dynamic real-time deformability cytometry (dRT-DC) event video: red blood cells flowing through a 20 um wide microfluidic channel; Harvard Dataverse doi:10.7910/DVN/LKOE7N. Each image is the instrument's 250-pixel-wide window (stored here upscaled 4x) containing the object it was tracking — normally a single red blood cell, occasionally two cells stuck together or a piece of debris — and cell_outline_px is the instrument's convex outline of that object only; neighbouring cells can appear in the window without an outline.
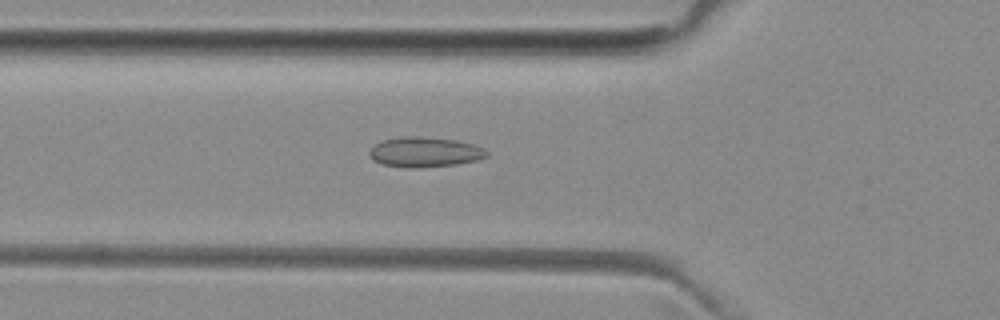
{"species": "common noctule bat (a hibernating species)", "species_latin": "Nyctalus noctula", "temperature_condition": "room temperature", "stored_images_in_passage": 52, "camera_frame_rate_fps": 3000, "um_per_image_px": 0.085, "animal": {"sex": "female", "body_mass_g": 29.2, "forearm_length_mm": 56.3}, "frame": {"image": 1, "passage_image": 18, "time_ms": 5.667, "image_size_px": [1000, 320], "cell_outline_px": [[488, 156], [480, 160], [456, 164], [420, 168], [408, 168], [380, 164], [372, 160], [368, 156], [368, 152], [380, 140], [400, 136], [420, 136], [456, 140], [472, 144], [484, 148], [488, 152]], "centroid_in_image_um": [36.08, 12.93], "position_along_channel_um": 89.7, "area_um2": 20.92}}
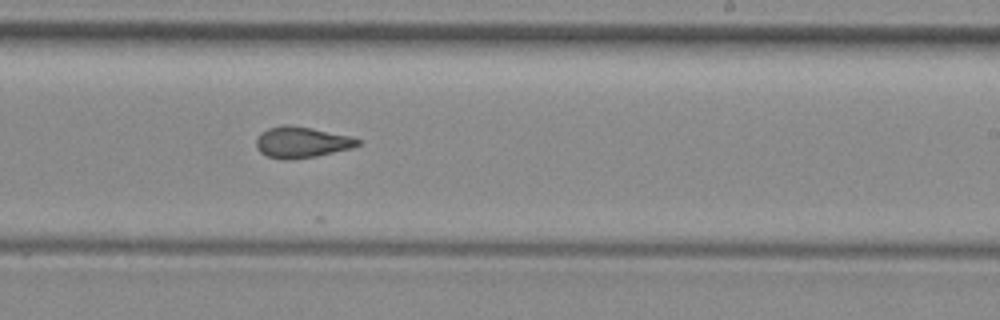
{"frame": {"image": 2, "passage_image": 31, "time_ms": 10.0, "image_size_px": [1000, 320], "cell_outline_px": [[364, 140], [360, 144], [352, 148], [316, 156], [288, 160], [280, 160], [268, 156], [260, 152], [256, 148], [256, 140], [260, 132], [268, 128], [284, 124], [288, 124], [312, 128], [352, 136]], "centroid_in_image_um": [25.65, 12.08], "position_along_channel_um": 263.4, "area_um2": 18.67}}
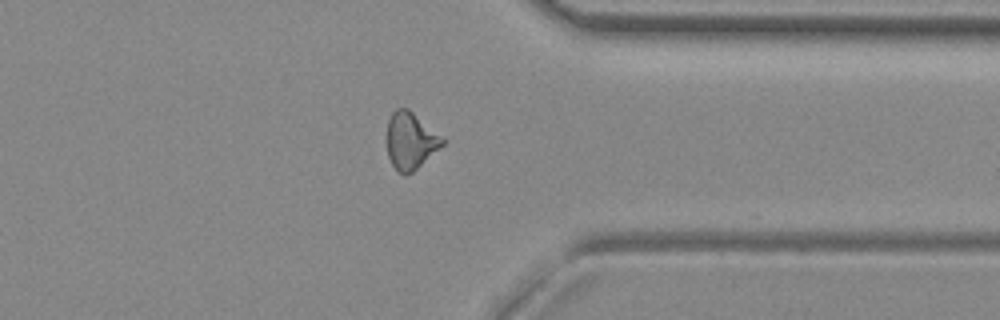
{"frame": {"image": 3, "passage_image": 40, "time_ms": 13.0, "image_size_px": [1000, 320], "cell_outline_px": [[444, 144], [412, 172], [400, 172], [392, 164], [388, 156], [384, 140], [384, 136], [388, 120], [392, 112], [396, 108], [408, 108], [444, 140]], "centroid_in_image_um": [34.81, 11.93], "position_along_channel_um": 376.6, "area_um2": 18.21}}